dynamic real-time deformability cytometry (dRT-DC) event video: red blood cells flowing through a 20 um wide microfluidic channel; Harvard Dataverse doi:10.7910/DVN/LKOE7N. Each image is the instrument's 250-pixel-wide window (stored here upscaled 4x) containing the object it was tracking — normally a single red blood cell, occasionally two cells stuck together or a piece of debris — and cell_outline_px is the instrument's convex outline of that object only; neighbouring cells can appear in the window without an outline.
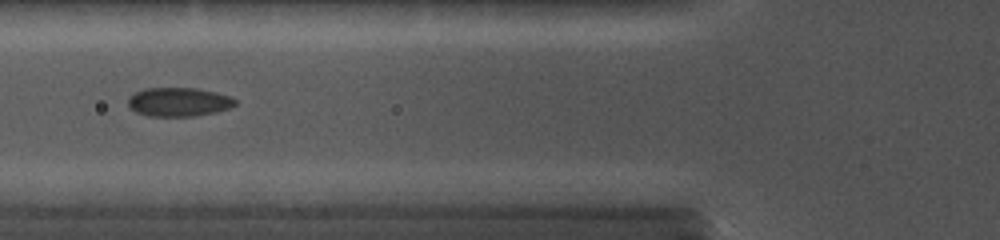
{"species": "common noctule bat (a hibernating species)", "species_latin": "Nyctalus noctula", "temperature_condition": "cold", "stored_images_in_passage": 34, "camera_frame_rate_fps": 5000, "um_per_image_px": 0.085, "animal": {"sex": "female", "body_mass_g": 19.0, "forearm_length_mm": 56.7}, "frame": {"image": 1, "passage_image": 5, "time_ms": 2.8, "image_size_px": [1000, 240], "cell_outline_px": [[236, 104], [228, 108], [216, 112], [196, 116], [148, 116], [136, 112], [128, 104], [128, 96], [144, 88], [196, 88], [216, 92], [232, 96], [236, 100]], "centroid_in_image_um": [15.2, 8.66], "position_along_channel_um": 110.6, "area_um2": 18.09}}
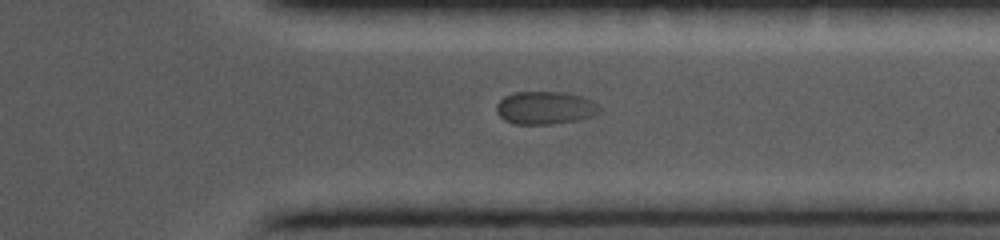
{"frame": {"image": 2, "passage_image": 25, "time_ms": 9.2, "image_size_px": [1000, 240], "cell_outline_px": [[600, 112], [592, 116], [576, 120], [552, 124], [516, 124], [504, 120], [496, 112], [496, 104], [504, 96], [516, 92], [564, 92], [580, 96], [592, 100], [600, 104]], "centroid_in_image_um": [46.34, 9.16], "position_along_channel_um": 365.1, "area_um2": 19.83}}
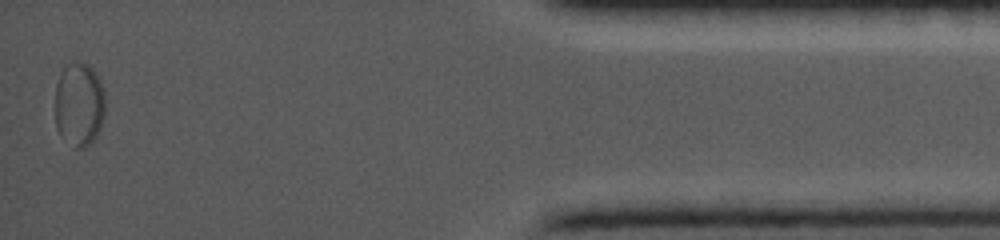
{"frame": {"image": 3, "passage_image": 34, "time_ms": 12.2, "image_size_px": [1000, 240], "cell_outline_px": [[104, 116], [100, 128], [96, 136], [84, 148], [76, 148], [60, 136], [56, 128], [56, 84], [60, 72], [64, 64], [88, 64], [96, 72], [100, 80], [104, 92]], "centroid_in_image_um": [6.72, 8.87], "position_along_channel_um": 428.5, "area_um2": 24.51}}